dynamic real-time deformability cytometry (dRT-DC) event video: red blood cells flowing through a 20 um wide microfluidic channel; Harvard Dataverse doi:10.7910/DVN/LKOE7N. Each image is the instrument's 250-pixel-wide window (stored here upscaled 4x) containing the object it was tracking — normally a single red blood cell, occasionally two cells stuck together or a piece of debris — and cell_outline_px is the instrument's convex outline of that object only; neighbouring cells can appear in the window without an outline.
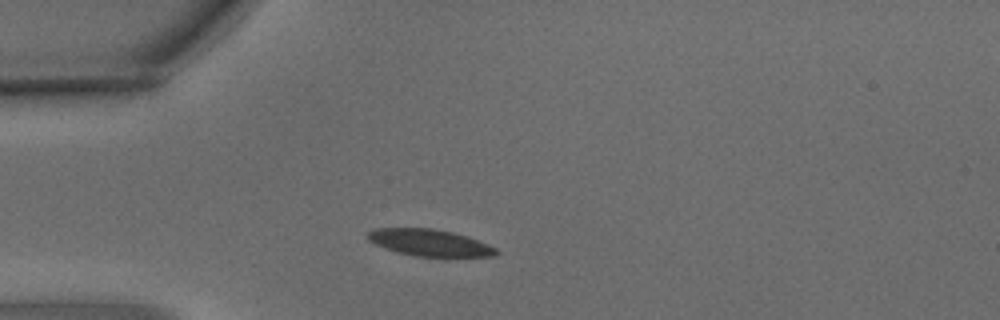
{"species": "common noctule bat (a hibernating species)", "species_latin": "Nyctalus noctula", "temperature_condition": "warm", "stored_images_in_passage": 3, "camera_frame_rate_fps": 3000, "um_per_image_px": 0.085, "animal": {"sex": "male", "body_mass_g": 15.6}, "frame": {"image": 1, "passage_image": 3, "time_ms": 0.667, "image_size_px": [1000, 320], "cell_outline_px": [[500, 252], [492, 256], [416, 256], [396, 252], [384, 248], [368, 240], [364, 236], [368, 232], [376, 228], [432, 228], [452, 232], [468, 236], [488, 244], [496, 248]], "centroid_in_image_um": [36.49, 20.62], "position_along_channel_um": 48.5, "area_um2": 20.0}}